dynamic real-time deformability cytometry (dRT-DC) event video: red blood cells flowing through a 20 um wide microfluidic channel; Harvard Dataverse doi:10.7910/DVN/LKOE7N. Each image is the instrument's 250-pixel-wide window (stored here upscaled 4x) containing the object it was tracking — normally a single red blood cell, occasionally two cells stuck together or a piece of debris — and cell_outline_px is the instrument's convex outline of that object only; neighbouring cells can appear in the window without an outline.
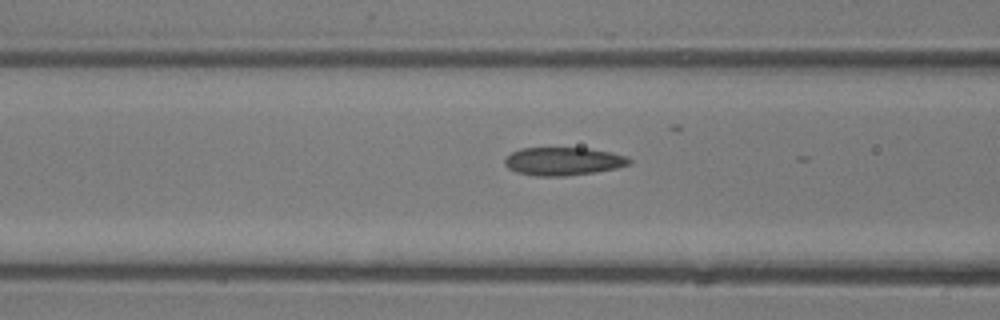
{"species": "common noctule bat (a hibernating species)", "species_latin": "Nyctalus noctula", "temperature_condition": "room temperature", "stored_images_in_passage": 9, "camera_frame_rate_fps": 3000, "um_per_image_px": 0.085, "animal": {"sex": "male", "body_mass_g": 13.3}, "frame": {"image": 1, "passage_image": 7, "time_ms": 2.0, "image_size_px": [1000, 320], "cell_outline_px": [[632, 160], [628, 164], [616, 168], [596, 172], [564, 176], [536, 176], [516, 172], [508, 168], [504, 164], [504, 160], [512, 152], [520, 148], [588, 148], [612, 152], [624, 156]], "centroid_in_image_um": [47.85, 13.71], "position_along_channel_um": 118.8, "area_um2": 20.35}}